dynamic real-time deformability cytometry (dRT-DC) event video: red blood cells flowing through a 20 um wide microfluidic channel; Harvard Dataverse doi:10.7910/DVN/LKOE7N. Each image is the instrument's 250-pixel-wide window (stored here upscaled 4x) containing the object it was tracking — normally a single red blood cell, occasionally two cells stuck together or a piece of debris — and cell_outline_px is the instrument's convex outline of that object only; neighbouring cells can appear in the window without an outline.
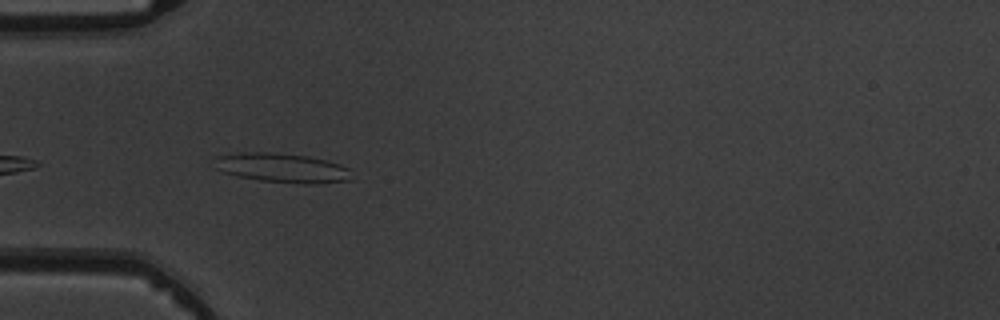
{"species": "common noctule bat (a hibernating species)", "species_latin": "Nyctalus noctula", "temperature_condition": "warm", "stored_images_in_passage": 6, "camera_frame_rate_fps": 3000, "um_per_image_px": 0.085, "animal": {"sex": "male", "body_mass_g": 19.5, "forearm_length_mm": 54.6}, "frame": {"image": 1, "passage_image": 5, "time_ms": 4.667, "image_size_px": [1000, 320], "cell_outline_px": [[352, 180], [316, 184], [308, 184], [260, 180], [236, 176], [212, 168], [216, 156], [240, 152], [268, 152], [308, 156], [340, 164], [348, 168]], "centroid_in_image_um": [23.94, 14.27], "position_along_channel_um": 61.1, "area_um2": 23.52}}